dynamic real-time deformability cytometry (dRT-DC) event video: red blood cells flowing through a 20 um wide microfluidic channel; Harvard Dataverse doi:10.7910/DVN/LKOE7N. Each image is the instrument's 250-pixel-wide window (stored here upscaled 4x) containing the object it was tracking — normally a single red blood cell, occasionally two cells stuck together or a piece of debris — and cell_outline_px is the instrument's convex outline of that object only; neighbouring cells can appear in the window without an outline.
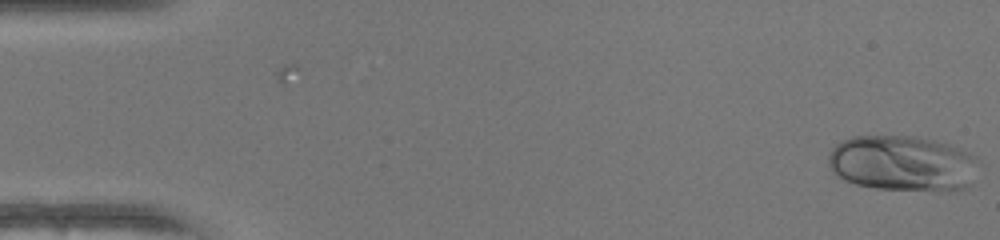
{"species": "human", "species_latin": "Homo sapiens", "temperature_condition": "warm", "stored_images_in_passage": 3, "camera_frame_rate_fps": 3000, "um_per_image_px": 0.085, "donor": {"sex": "female"}, "frame": {"image": 1, "passage_image": 3, "time_ms": 0.667, "image_size_px": [1000, 240], "cell_outline_px": [[980, 160], [968, 184], [964, 188], [876, 188], [856, 184], [844, 180], [836, 176], [832, 172], [828, 164], [828, 156], [832, 148], [840, 140], [852, 136], [916, 136], [936, 140], [960, 148], [976, 156]], "centroid_in_image_um": [76.64, 13.82], "position_along_channel_um": 8.4, "area_um2": 48.03}}